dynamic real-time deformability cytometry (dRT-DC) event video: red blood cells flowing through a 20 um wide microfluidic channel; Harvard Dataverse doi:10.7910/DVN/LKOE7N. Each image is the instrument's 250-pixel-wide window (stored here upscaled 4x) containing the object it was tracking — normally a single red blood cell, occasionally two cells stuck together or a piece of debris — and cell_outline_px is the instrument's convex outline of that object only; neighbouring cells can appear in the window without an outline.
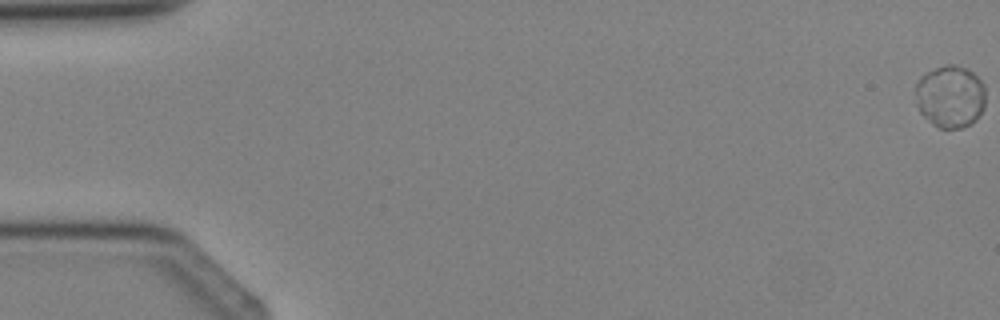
{"species": "Egyptian fruit bat (a non-hibernating species)", "species_latin": "Rousettus aegyptiacus", "temperature_condition": "cold", "stored_images_in_passage": 5, "camera_frame_rate_fps": 3000, "um_per_image_px": 0.085, "animal": {"sex": "female"}, "frame": {"image": 1, "passage_image": 1, "time_ms": 0.0, "image_size_px": [1000, 320], "cell_outline_px": [[984, 108], [976, 120], [972, 124], [964, 128], [940, 128], [932, 124], [920, 112], [916, 104], [916, 84], [920, 76], [936, 68], [948, 64], [956, 64], [972, 72], [984, 84]], "centroid_in_image_um": [80.77, 8.22], "position_along_channel_um": 4.2, "area_um2": 25.55}}
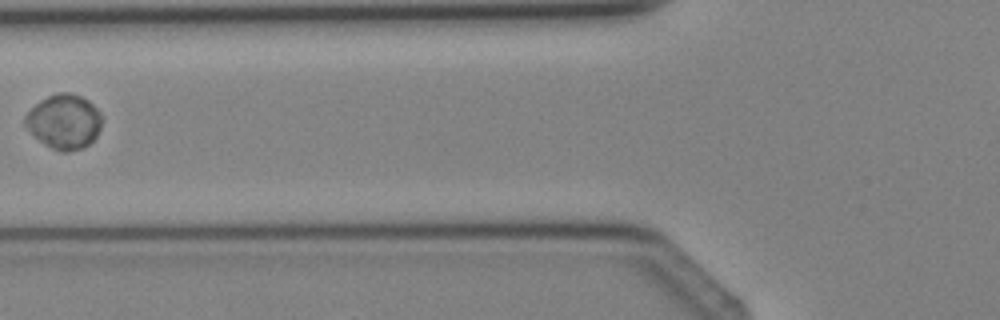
{"frame": {"image": 2, "passage_image": 5, "time_ms": 5.333, "image_size_px": [1000, 320], "cell_outline_px": [[100, 128], [96, 136], [84, 148], [68, 152], [60, 152], [44, 144], [24, 124], [24, 116], [40, 100], [56, 92], [68, 92], [80, 96], [88, 100], [100, 112]], "centroid_in_image_um": [5.44, 10.33], "position_along_channel_um": 120.4, "area_um2": 24.16}}